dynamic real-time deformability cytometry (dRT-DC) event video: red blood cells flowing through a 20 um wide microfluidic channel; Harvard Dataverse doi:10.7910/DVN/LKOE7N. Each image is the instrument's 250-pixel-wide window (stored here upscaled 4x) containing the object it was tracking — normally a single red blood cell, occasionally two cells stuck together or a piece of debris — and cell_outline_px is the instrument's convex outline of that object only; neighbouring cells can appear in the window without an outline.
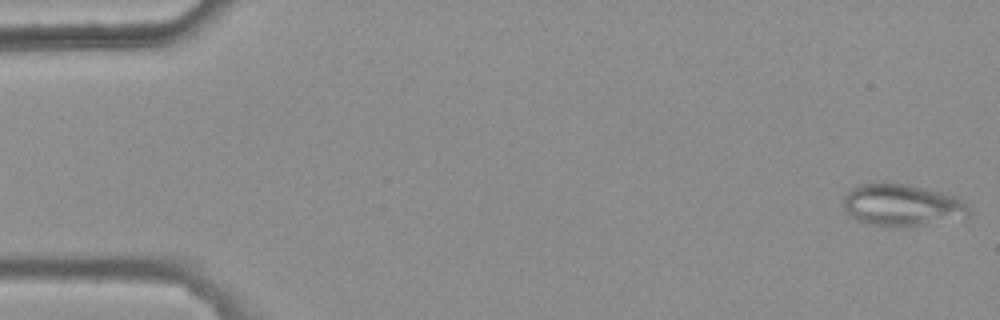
{"species": "common noctule bat (a hibernating species)", "species_latin": "Nyctalus noctula", "temperature_condition": "warm", "stored_images_in_passage": 46, "camera_frame_rate_fps": 3000, "um_per_image_px": 0.085, "animal": {"sex": "female", "body_mass_g": 25.1}, "frame": {"image": 1, "passage_image": 1, "time_ms": 0.0, "image_size_px": [1000, 320], "cell_outline_px": [[968, 216], [924, 224], [872, 224], [860, 220], [852, 216], [848, 212], [844, 204], [844, 196], [852, 188], [860, 184], [908, 184], [956, 196], [964, 200], [968, 208]], "centroid_in_image_um": [76.7, 17.39], "position_along_channel_um": 8.3, "area_um2": 29.25}}
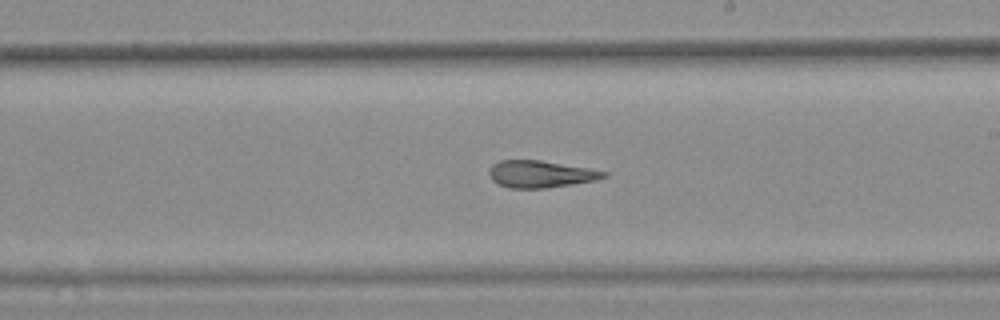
{"frame": {"image": 2, "passage_image": 31, "time_ms": 10.0, "image_size_px": [1000, 320], "cell_outline_px": [[608, 176], [596, 180], [572, 184], [544, 188], [508, 188], [496, 184], [492, 180], [488, 172], [492, 164], [500, 160], [540, 160], [588, 168], [608, 172]], "centroid_in_image_um": [45.92, 14.8], "position_along_channel_um": 243.1, "area_um2": 18.09}}
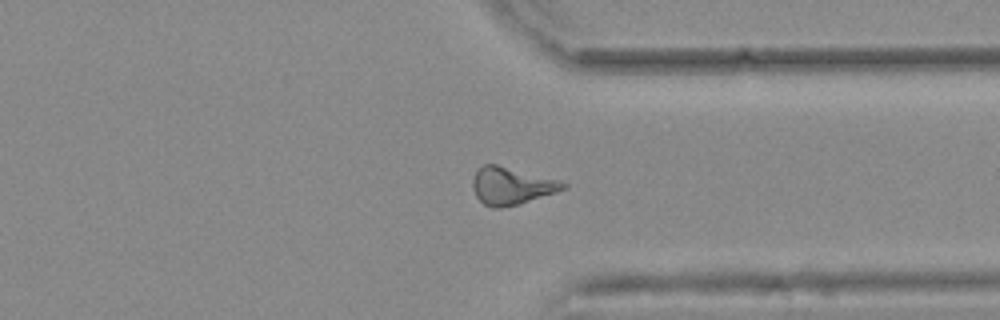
{"frame": {"image": 3, "passage_image": 41, "time_ms": 13.333, "image_size_px": [1000, 320], "cell_outline_px": [[568, 188], [520, 204], [500, 208], [492, 208], [484, 204], [476, 196], [472, 188], [472, 180], [476, 172], [484, 164], [496, 164], [560, 180], [568, 184]], "centroid_in_image_um": [43.49, 15.81], "position_along_channel_um": 367.9, "area_um2": 19.71}, "authors_computed_cell_mechanics": {"area_um2": 19.4497, "velocity_mm_per_s": 3.7573, "shape_relaxation_time_tau1_ms": null, "shape_relaxation_time_tau2_ms": 4.5132, "deformation_change_tau1": null, "deformation_change_tau2": 0.1519}}